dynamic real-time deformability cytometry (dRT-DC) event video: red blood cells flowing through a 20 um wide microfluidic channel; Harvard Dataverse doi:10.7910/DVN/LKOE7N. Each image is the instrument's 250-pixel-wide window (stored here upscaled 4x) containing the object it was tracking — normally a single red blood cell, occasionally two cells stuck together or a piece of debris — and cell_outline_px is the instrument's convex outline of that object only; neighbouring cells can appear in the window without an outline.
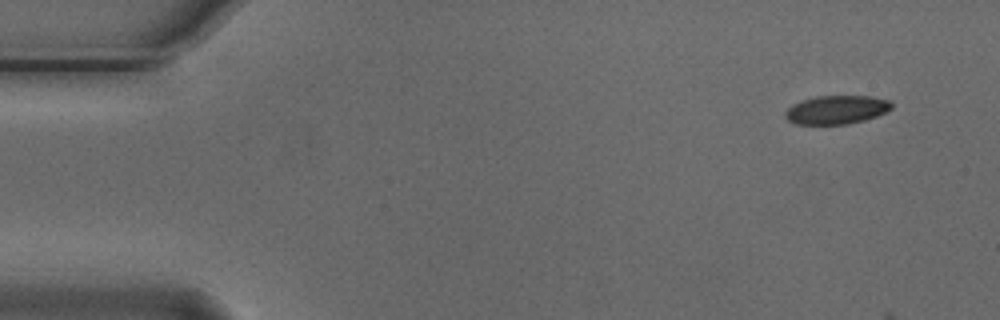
{"species": "Egyptian fruit bat (a non-hibernating species)", "species_latin": "Rousettus aegyptiacus", "temperature_condition": "cold", "stored_images_in_passage": 5, "camera_frame_rate_fps": 3000, "um_per_image_px": 0.085, "animal": {"sex": "male"}, "frame": {"image": 1, "passage_image": 1, "time_ms": 0.0, "image_size_px": [1000, 320], "cell_outline_px": [[892, 108], [876, 116], [864, 120], [848, 124], [796, 124], [788, 120], [784, 116], [784, 112], [792, 104], [816, 96], [868, 96], [888, 100], [892, 104]], "centroid_in_image_um": [71.07, 9.33], "position_along_channel_um": 13.9, "area_um2": 17.57}}